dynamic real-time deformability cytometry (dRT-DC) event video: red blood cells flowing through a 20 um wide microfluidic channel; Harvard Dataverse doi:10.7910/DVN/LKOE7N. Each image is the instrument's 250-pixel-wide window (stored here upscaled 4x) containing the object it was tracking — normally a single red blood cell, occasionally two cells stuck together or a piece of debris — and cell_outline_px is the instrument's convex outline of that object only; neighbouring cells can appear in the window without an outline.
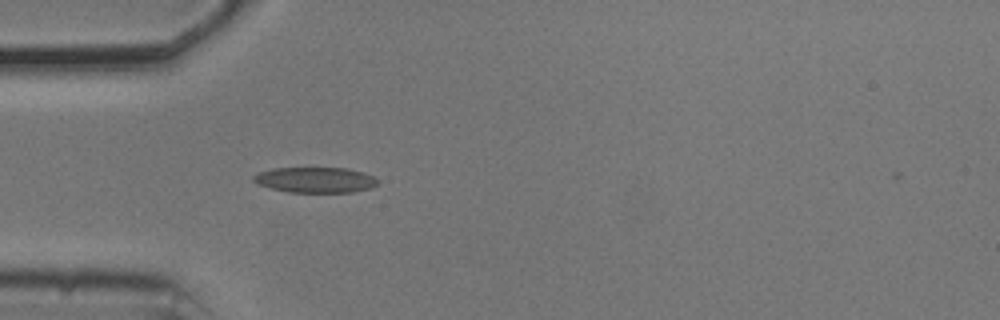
{"species": "common noctule bat (a hibernating species)", "species_latin": "Nyctalus noctula", "temperature_condition": "cold", "stored_images_in_passage": 33, "camera_frame_rate_fps": 3000, "um_per_image_px": 0.085, "animal": {"sex": "male", "body_mass_g": 20.5, "forearm_length_mm": 52.5}, "frame": {"image": 1, "passage_image": 1, "time_ms": 0.0, "image_size_px": [1000, 320], "cell_outline_px": [[380, 180], [376, 184], [368, 188], [352, 192], [288, 192], [256, 184], [252, 180], [252, 176], [260, 172], [272, 168], [348, 168], [364, 172]], "centroid_in_image_um": [26.78, 15.28], "position_along_channel_um": 58.2, "area_um2": 18.44}}
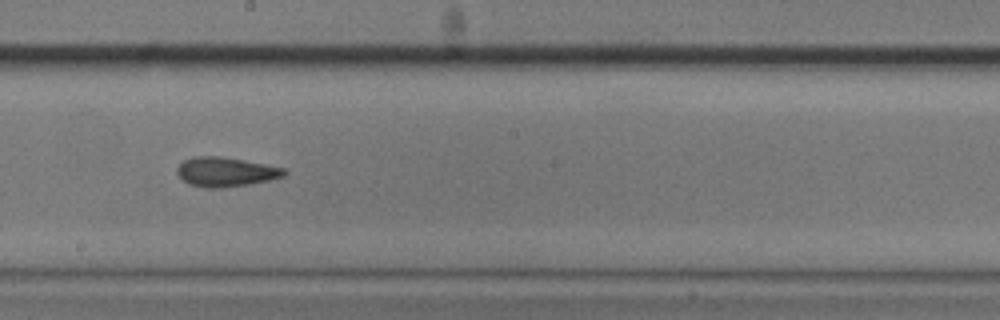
{"frame": {"image": 2, "passage_image": 15, "time_ms": 4.667, "image_size_px": [1000, 320], "cell_outline_px": [[288, 172], [284, 176], [268, 180], [248, 184], [220, 188], [208, 188], [188, 184], [176, 172], [176, 168], [184, 160], [192, 156], [216, 156], [264, 164], [284, 168]], "centroid_in_image_um": [19.15, 14.61], "position_along_channel_um": 229.0, "area_um2": 18.09}}
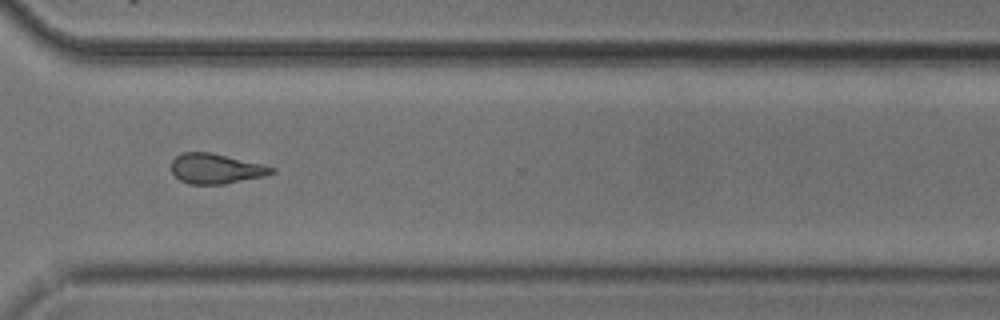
{"frame": {"image": 3, "passage_image": 25, "time_ms": 8.0, "image_size_px": [1000, 320], "cell_outline_px": [[276, 172], [264, 176], [224, 184], [188, 184], [180, 180], [172, 172], [172, 160], [176, 156], [184, 152], [212, 152], [276, 168]], "centroid_in_image_um": [18.34, 14.34], "position_along_channel_um": 352.3, "area_um2": 17.46}, "authors_computed_cell_mechanics": {"area_um2": 17.918, "velocity_mm_per_s": 3.7144, "shape_relaxation_time_tau1_ms": 5.6627, "shape_relaxation_time_tau2_ms": 4.3228, "deformation_change_tau1": 0.131, "deformation_change_tau2": 0.1213}}